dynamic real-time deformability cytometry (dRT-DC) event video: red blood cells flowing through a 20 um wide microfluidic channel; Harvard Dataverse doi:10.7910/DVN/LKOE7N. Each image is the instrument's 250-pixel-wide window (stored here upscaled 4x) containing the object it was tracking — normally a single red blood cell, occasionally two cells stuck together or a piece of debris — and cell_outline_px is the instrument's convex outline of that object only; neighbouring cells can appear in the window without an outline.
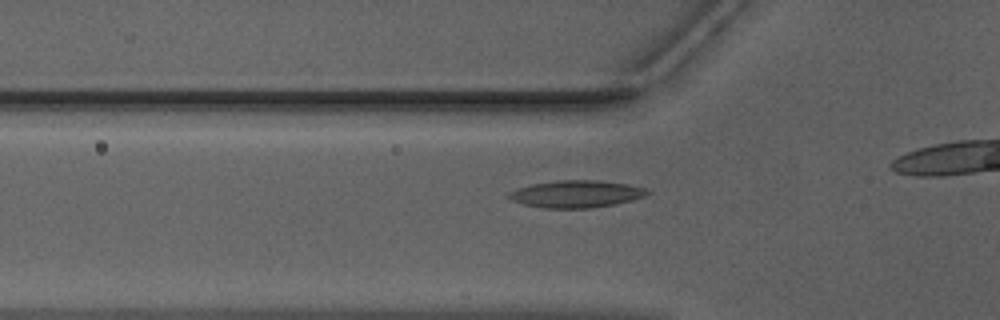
{"species": "Egyptian fruit bat (a non-hibernating species)", "species_latin": "Rousettus aegyptiacus", "temperature_condition": "warm", "stored_images_in_passage": 22, "camera_frame_rate_fps": 3000, "um_per_image_px": 0.085, "animal": {"sex": "male"}, "frame": {"image": 1, "passage_image": 10, "time_ms": 3.0, "image_size_px": [1000, 320], "cell_outline_px": [[652, 192], [644, 196], [632, 200], [612, 204], [588, 208], [544, 208], [524, 204], [512, 200], [504, 196], [508, 192], [532, 184], [560, 180], [596, 180], [628, 184], [648, 188]], "centroid_in_image_um": [48.99, 16.48], "position_along_channel_um": 76.8, "area_um2": 21.85}}
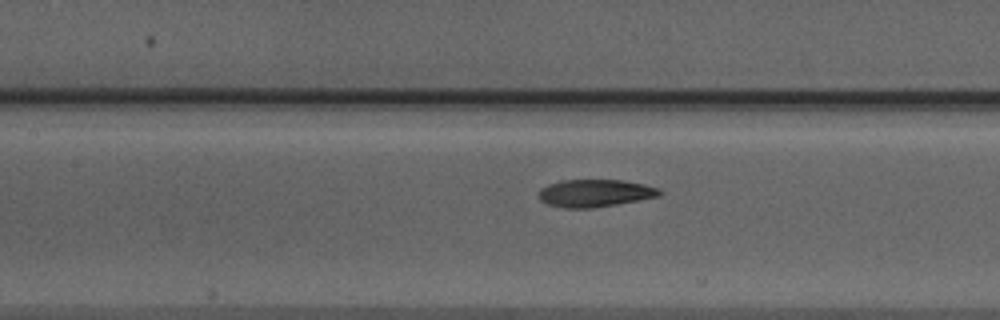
{"frame": {"image": 2, "passage_image": 16, "time_ms": 5.0, "image_size_px": [1000, 320], "cell_outline_px": [[664, 192], [660, 196], [616, 204], [592, 208], [564, 208], [548, 204], [540, 200], [540, 188], [548, 184], [560, 180], [620, 180], [644, 184], [660, 188]], "centroid_in_image_um": [50.59, 16.41], "position_along_channel_um": 156.8, "area_um2": 19.36}}
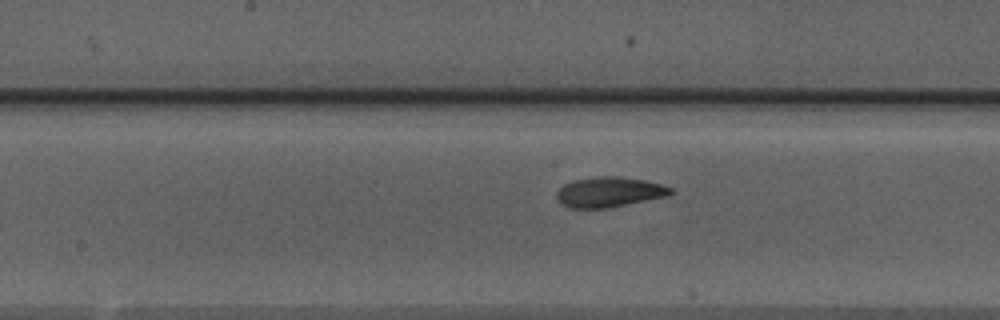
{"frame": {"image": 3, "passage_image": 19, "time_ms": 6.0, "image_size_px": [1000, 320], "cell_outline_px": [[676, 192], [668, 196], [608, 208], [568, 208], [560, 204], [556, 200], [556, 192], [564, 184], [576, 180], [596, 176], [616, 176], [644, 180], [660, 184], [672, 188]], "centroid_in_image_um": [51.77, 16.33], "position_along_channel_um": 196.4, "area_um2": 20.17}}